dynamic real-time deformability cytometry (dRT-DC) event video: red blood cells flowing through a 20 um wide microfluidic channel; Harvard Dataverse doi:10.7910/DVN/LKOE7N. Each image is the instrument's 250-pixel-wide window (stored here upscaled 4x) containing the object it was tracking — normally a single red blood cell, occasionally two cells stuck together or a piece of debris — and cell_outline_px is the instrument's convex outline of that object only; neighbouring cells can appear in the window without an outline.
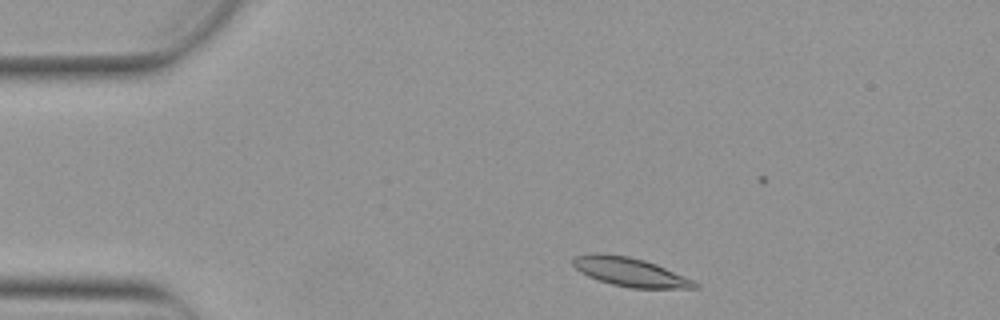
{"species": "Egyptian fruit bat (a non-hibernating species)", "species_latin": "Rousettus aegyptiacus", "temperature_condition": "warm", "stored_images_in_passage": 43, "camera_frame_rate_fps": 3000, "um_per_image_px": 0.085, "animal": {"sex": "female"}, "frame": {"image": 1, "passage_image": 3, "time_ms": 0.667, "image_size_px": [1000, 320], "cell_outline_px": [[700, 288], [632, 288], [612, 284], [588, 276], [580, 272], [572, 264], [572, 256], [596, 252], [600, 252], [628, 256], [644, 260], [656, 264], [692, 280], [700, 284]], "centroid_in_image_um": [53.51, 23.1], "position_along_channel_um": 31.5, "area_um2": 20.4}}
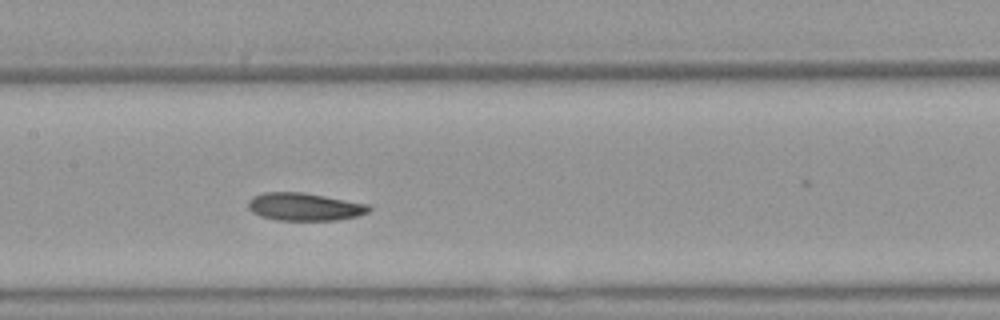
{"frame": {"image": 2, "passage_image": 19, "time_ms": 6.0, "image_size_px": [1000, 320], "cell_outline_px": [[372, 208], [368, 212], [360, 216], [336, 220], [276, 220], [260, 216], [252, 212], [248, 208], [248, 200], [252, 196], [264, 192], [304, 192], [368, 204]], "centroid_in_image_um": [25.87, 17.57], "position_along_channel_um": 181.5, "area_um2": 19.71}}
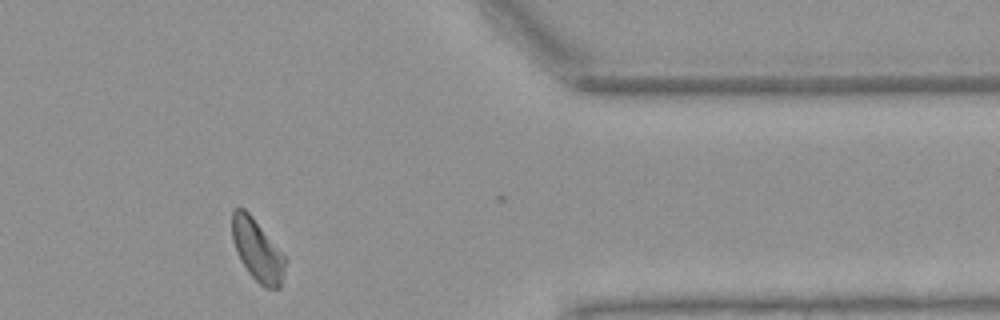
{"frame": {"image": 3, "passage_image": 37, "time_ms": 12.0, "image_size_px": [1000, 320], "cell_outline_px": [[288, 260], [280, 288], [264, 288], [248, 272], [240, 260], [236, 252], [232, 240], [232, 212], [236, 208], [244, 208], [252, 216]], "centroid_in_image_um": [21.88, 21.29], "position_along_channel_um": 389.5, "area_um2": 19.13}, "authors_computed_cell_mechanics": {"area_um2": 19.652, "velocity_mm_per_s": 3.8236, "shape_relaxation_time_tau1_ms": 6.3782, "shape_relaxation_time_tau2_ms": 7.9205, "deformation_change_tau1": 0.1279, "deformation_change_tau2": 0.1533}}